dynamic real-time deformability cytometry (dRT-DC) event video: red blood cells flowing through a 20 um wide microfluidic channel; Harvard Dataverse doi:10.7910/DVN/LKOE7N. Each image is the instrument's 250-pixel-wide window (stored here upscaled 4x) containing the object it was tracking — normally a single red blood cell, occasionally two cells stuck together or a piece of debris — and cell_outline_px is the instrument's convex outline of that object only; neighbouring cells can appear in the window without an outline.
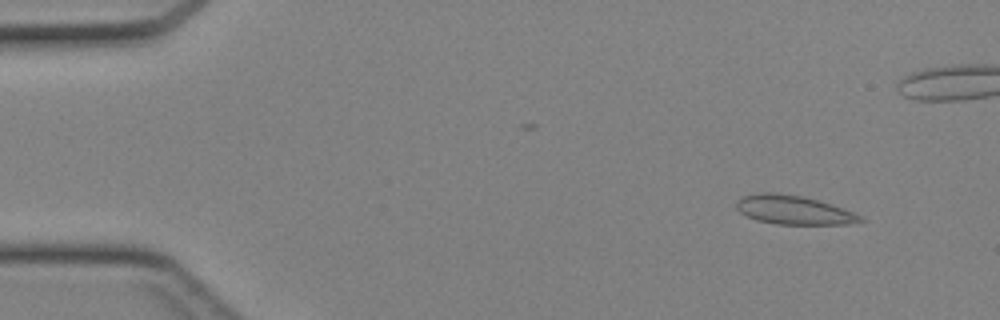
{"species": "Egyptian fruit bat (a non-hibernating species)", "species_latin": "Rousettus aegyptiacus", "temperature_condition": "cold", "stored_images_in_passage": 44, "camera_frame_rate_fps": 3000, "um_per_image_px": 0.085, "animal": {"sex": "female"}, "frame": {"image": 1, "passage_image": 4, "time_ms": 1.0, "image_size_px": [1000, 320], "cell_outline_px": [[868, 220], [848, 224], [776, 224], [756, 220], [740, 212], [736, 208], [736, 200], [744, 196], [756, 192], [776, 192], [804, 196], [832, 204], [864, 216]], "centroid_in_image_um": [67.48, 17.84], "position_along_channel_um": 17.5, "area_um2": 21.15}}
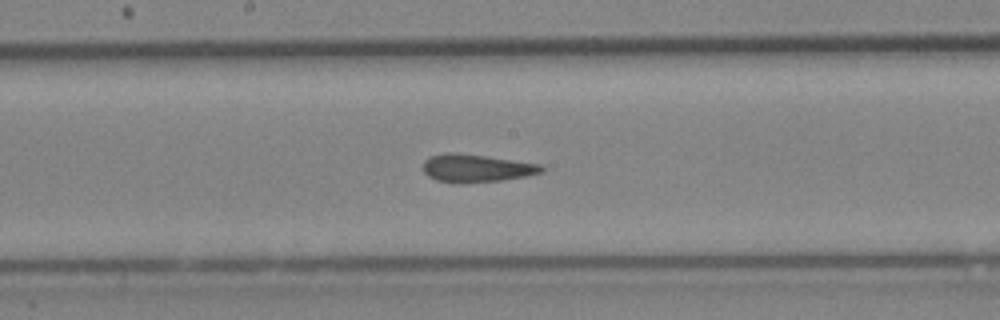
{"frame": {"image": 2, "passage_image": 23, "time_ms": 7.333, "image_size_px": [1000, 320], "cell_outline_px": [[544, 172], [528, 176], [504, 180], [460, 184], [452, 184], [436, 180], [428, 176], [424, 172], [424, 160], [432, 156], [448, 152], [456, 152], [540, 164], [544, 168]], "centroid_in_image_um": [40.49, 14.32], "position_along_channel_um": 207.7, "area_um2": 19.42}}
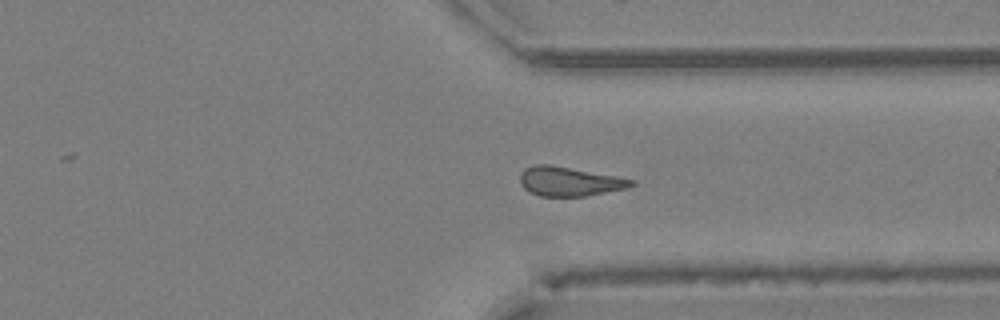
{"frame": {"image": 3, "passage_image": 33, "time_ms": 10.667, "image_size_px": [1000, 320], "cell_outline_px": [[636, 184], [628, 188], [584, 196], [540, 196], [528, 192], [520, 184], [520, 176], [524, 168], [532, 164], [548, 164], [616, 176], [636, 180]], "centroid_in_image_um": [48.38, 15.42], "position_along_channel_um": 363.0, "area_um2": 19.02}}